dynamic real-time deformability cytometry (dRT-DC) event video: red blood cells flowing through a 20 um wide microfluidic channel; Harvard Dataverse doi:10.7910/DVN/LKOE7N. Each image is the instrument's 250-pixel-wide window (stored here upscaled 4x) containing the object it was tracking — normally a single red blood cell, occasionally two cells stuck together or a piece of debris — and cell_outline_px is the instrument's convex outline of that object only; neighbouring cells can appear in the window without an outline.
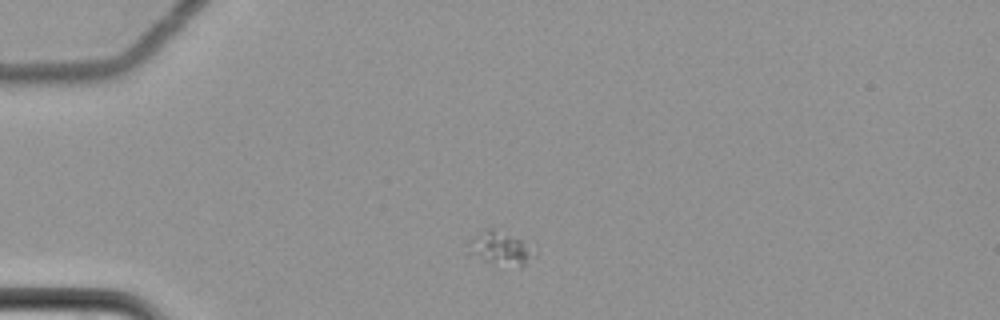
{"species": "common noctule bat (a hibernating species)", "species_latin": "Nyctalus noctula", "temperature_condition": "cold", "stored_images_in_passage": 46, "camera_frame_rate_fps": 3000, "um_per_image_px": 0.085, "animal": {"sex": "female", "body_mass_g": 22.7, "forearm_length_mm": 54.2}, "frame": {"image": 1, "passage_image": 1, "time_ms": 0.0, "image_size_px": [1000, 320], "cell_outline_px": [[528, 252], [524, 264], [520, 264], [484, 260], [468, 252], [472, 240], [484, 228], [492, 228], [520, 240], [524, 244]], "centroid_in_image_um": [42.35, 21.02], "position_along_channel_um": 42.7, "area_um2": 10.75}}
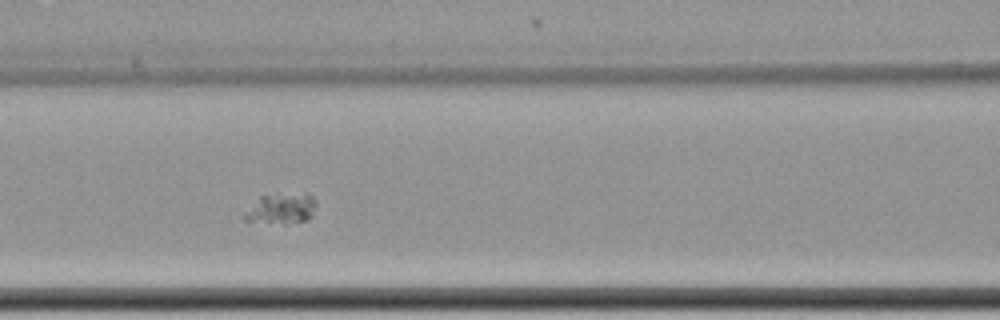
{"frame": {"image": 2, "passage_image": 13, "time_ms": 4.0, "image_size_px": [1000, 320], "cell_outline_px": [[316, 204], [312, 216], [308, 220], [288, 224], [284, 224], [244, 220], [244, 216], [260, 196], [276, 192], [308, 192], [316, 200]], "centroid_in_image_um": [24.01, 17.68], "position_along_channel_um": 142.6, "area_um2": 13.12}}
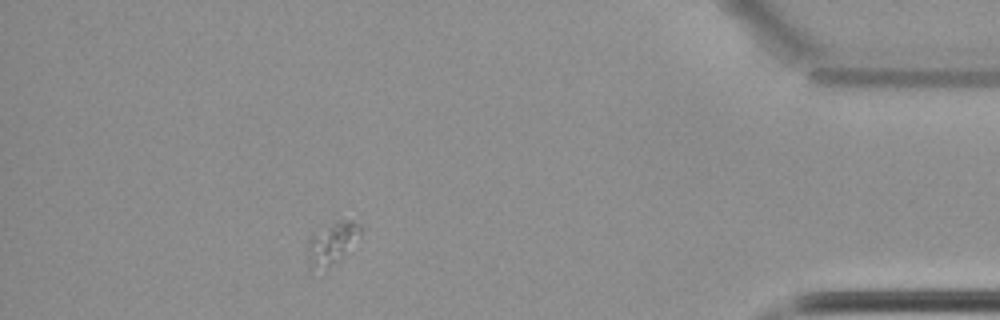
{"frame": {"image": 3, "passage_image": 40, "time_ms": 13.0, "image_size_px": [1000, 320], "cell_outline_px": [[364, 228], [340, 260], [328, 268], [308, 272], [308, 240], [312, 232], [336, 220], [352, 220], [364, 224]], "centroid_in_image_um": [28.19, 20.67], "position_along_channel_um": 407.0, "area_um2": 13.53}}